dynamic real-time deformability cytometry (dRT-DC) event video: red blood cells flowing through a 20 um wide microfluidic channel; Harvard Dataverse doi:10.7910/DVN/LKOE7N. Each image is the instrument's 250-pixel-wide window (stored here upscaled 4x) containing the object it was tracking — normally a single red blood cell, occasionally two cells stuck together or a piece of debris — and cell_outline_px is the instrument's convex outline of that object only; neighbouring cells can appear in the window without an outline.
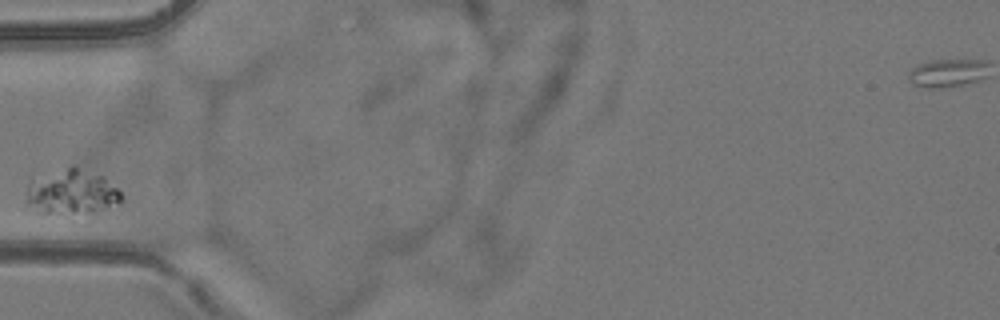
{"species": "common noctule bat (a hibernating species)", "species_latin": "Nyctalus noctula", "temperature_condition": "room temperature", "stored_images_in_passage": 1, "camera_frame_rate_fps": 3000, "um_per_image_px": 0.085, "animal": {"sex": "female", "body_mass_g": 24.6, "forearm_length_mm": 56.2}, "frame": {"image": 1, "passage_image": 1, "time_ms": 0.0, "image_size_px": [1000, 320], "cell_outline_px": [[120, 200], [92, 212], [36, 212], [28, 200], [28, 188], [72, 164], [100, 176], [116, 188], [120, 192]], "centroid_in_image_um": [6.15, 16.33], "position_along_channel_um": 78.8, "area_um2": 22.48}}